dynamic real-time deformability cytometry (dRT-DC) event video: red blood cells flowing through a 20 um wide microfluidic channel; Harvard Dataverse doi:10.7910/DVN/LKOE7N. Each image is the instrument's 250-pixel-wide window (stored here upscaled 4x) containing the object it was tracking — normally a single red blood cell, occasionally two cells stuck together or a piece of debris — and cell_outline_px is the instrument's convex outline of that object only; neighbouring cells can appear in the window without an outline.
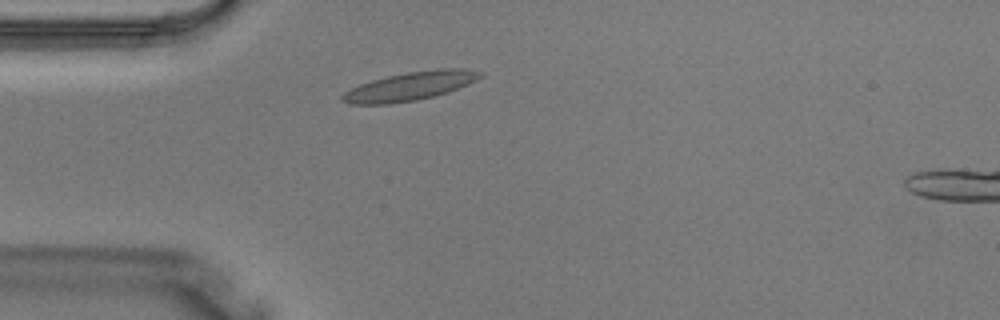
{"species": "Egyptian fruit bat (a non-hibernating species)", "species_latin": "Rousettus aegyptiacus", "temperature_condition": "warm", "stored_images_in_passage": 4, "camera_frame_rate_fps": 3000, "um_per_image_px": 0.085, "animal": {"sex": "male"}, "frame": {"image": 1, "passage_image": 4, "time_ms": 1.0, "image_size_px": [1000, 320], "cell_outline_px": [[484, 76], [468, 84], [448, 92], [416, 100], [388, 104], [352, 104], [340, 100], [340, 96], [344, 92], [360, 84], [372, 80], [388, 76], [408, 72], [440, 68], [464, 68], [484, 72]], "centroid_in_image_um": [34.88, 7.32], "position_along_channel_um": 50.1, "area_um2": 22.89}}